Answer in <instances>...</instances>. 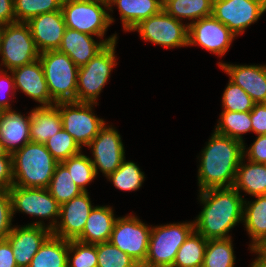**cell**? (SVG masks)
I'll list each match as a JSON object with an SVG mask.
<instances>
[{"label":"cell","mask_w":266,"mask_h":267,"mask_svg":"<svg viewBox=\"0 0 266 267\" xmlns=\"http://www.w3.org/2000/svg\"><path fill=\"white\" fill-rule=\"evenodd\" d=\"M88 147L92 148L94 159L90 158V160L93 163L96 175L98 169H100L107 177L115 172L125 159L120 134L113 127L104 125Z\"/></svg>","instance_id":"cell-15"},{"label":"cell","mask_w":266,"mask_h":267,"mask_svg":"<svg viewBox=\"0 0 266 267\" xmlns=\"http://www.w3.org/2000/svg\"><path fill=\"white\" fill-rule=\"evenodd\" d=\"M230 81L240 86L255 103H266V66L219 63Z\"/></svg>","instance_id":"cell-21"},{"label":"cell","mask_w":266,"mask_h":267,"mask_svg":"<svg viewBox=\"0 0 266 267\" xmlns=\"http://www.w3.org/2000/svg\"><path fill=\"white\" fill-rule=\"evenodd\" d=\"M138 31L143 40L166 48L188 45V25L168 15L164 10L140 21L131 31Z\"/></svg>","instance_id":"cell-11"},{"label":"cell","mask_w":266,"mask_h":267,"mask_svg":"<svg viewBox=\"0 0 266 267\" xmlns=\"http://www.w3.org/2000/svg\"><path fill=\"white\" fill-rule=\"evenodd\" d=\"M2 64L8 70L21 67L39 59L40 52L32 38L27 22H14L5 25L0 45Z\"/></svg>","instance_id":"cell-8"},{"label":"cell","mask_w":266,"mask_h":267,"mask_svg":"<svg viewBox=\"0 0 266 267\" xmlns=\"http://www.w3.org/2000/svg\"><path fill=\"white\" fill-rule=\"evenodd\" d=\"M30 115H23L12 111H2L0 114V140L8 153L13 154L31 141L30 138ZM20 144V145H18Z\"/></svg>","instance_id":"cell-22"},{"label":"cell","mask_w":266,"mask_h":267,"mask_svg":"<svg viewBox=\"0 0 266 267\" xmlns=\"http://www.w3.org/2000/svg\"><path fill=\"white\" fill-rule=\"evenodd\" d=\"M7 89H10V90L15 89L14 78H13V75L12 76L8 75L7 71L1 70L0 71V110L2 111L12 110L8 101L3 98L5 96L4 91Z\"/></svg>","instance_id":"cell-45"},{"label":"cell","mask_w":266,"mask_h":267,"mask_svg":"<svg viewBox=\"0 0 266 267\" xmlns=\"http://www.w3.org/2000/svg\"><path fill=\"white\" fill-rule=\"evenodd\" d=\"M253 197L257 199L252 203H243V222L252 238V251L261 250L266 246V195Z\"/></svg>","instance_id":"cell-25"},{"label":"cell","mask_w":266,"mask_h":267,"mask_svg":"<svg viewBox=\"0 0 266 267\" xmlns=\"http://www.w3.org/2000/svg\"><path fill=\"white\" fill-rule=\"evenodd\" d=\"M108 8L107 0H63L61 11L67 28L81 33L103 37L114 22L102 7Z\"/></svg>","instance_id":"cell-5"},{"label":"cell","mask_w":266,"mask_h":267,"mask_svg":"<svg viewBox=\"0 0 266 267\" xmlns=\"http://www.w3.org/2000/svg\"><path fill=\"white\" fill-rule=\"evenodd\" d=\"M12 246L7 239L0 240V267H17Z\"/></svg>","instance_id":"cell-46"},{"label":"cell","mask_w":266,"mask_h":267,"mask_svg":"<svg viewBox=\"0 0 266 267\" xmlns=\"http://www.w3.org/2000/svg\"><path fill=\"white\" fill-rule=\"evenodd\" d=\"M47 189L60 205L70 201L83 192L74 183L69 171L62 163L56 165Z\"/></svg>","instance_id":"cell-31"},{"label":"cell","mask_w":266,"mask_h":267,"mask_svg":"<svg viewBox=\"0 0 266 267\" xmlns=\"http://www.w3.org/2000/svg\"><path fill=\"white\" fill-rule=\"evenodd\" d=\"M93 104L76 101L55 104L60 111L63 129L73 137L80 147L88 146L105 125L104 120L92 113Z\"/></svg>","instance_id":"cell-9"},{"label":"cell","mask_w":266,"mask_h":267,"mask_svg":"<svg viewBox=\"0 0 266 267\" xmlns=\"http://www.w3.org/2000/svg\"><path fill=\"white\" fill-rule=\"evenodd\" d=\"M0 157H12V154L8 153L1 140H0Z\"/></svg>","instance_id":"cell-49"},{"label":"cell","mask_w":266,"mask_h":267,"mask_svg":"<svg viewBox=\"0 0 266 267\" xmlns=\"http://www.w3.org/2000/svg\"><path fill=\"white\" fill-rule=\"evenodd\" d=\"M45 80L55 102L76 101L79 67L65 53L50 50L40 53Z\"/></svg>","instance_id":"cell-4"},{"label":"cell","mask_w":266,"mask_h":267,"mask_svg":"<svg viewBox=\"0 0 266 267\" xmlns=\"http://www.w3.org/2000/svg\"><path fill=\"white\" fill-rule=\"evenodd\" d=\"M223 111L247 112L251 111L255 102L240 86L229 80L222 97Z\"/></svg>","instance_id":"cell-40"},{"label":"cell","mask_w":266,"mask_h":267,"mask_svg":"<svg viewBox=\"0 0 266 267\" xmlns=\"http://www.w3.org/2000/svg\"><path fill=\"white\" fill-rule=\"evenodd\" d=\"M108 9L117 5L124 30L131 31L140 21L160 13L163 0H107Z\"/></svg>","instance_id":"cell-24"},{"label":"cell","mask_w":266,"mask_h":267,"mask_svg":"<svg viewBox=\"0 0 266 267\" xmlns=\"http://www.w3.org/2000/svg\"><path fill=\"white\" fill-rule=\"evenodd\" d=\"M116 220L110 206H96L90 211L83 232L75 240L93 245L109 242Z\"/></svg>","instance_id":"cell-23"},{"label":"cell","mask_w":266,"mask_h":267,"mask_svg":"<svg viewBox=\"0 0 266 267\" xmlns=\"http://www.w3.org/2000/svg\"><path fill=\"white\" fill-rule=\"evenodd\" d=\"M57 164L45 144L30 141L12 154L13 186L47 188Z\"/></svg>","instance_id":"cell-3"},{"label":"cell","mask_w":266,"mask_h":267,"mask_svg":"<svg viewBox=\"0 0 266 267\" xmlns=\"http://www.w3.org/2000/svg\"><path fill=\"white\" fill-rule=\"evenodd\" d=\"M150 235L151 228L137 217H118L109 242L142 266L147 257Z\"/></svg>","instance_id":"cell-10"},{"label":"cell","mask_w":266,"mask_h":267,"mask_svg":"<svg viewBox=\"0 0 266 267\" xmlns=\"http://www.w3.org/2000/svg\"><path fill=\"white\" fill-rule=\"evenodd\" d=\"M194 230V222L151 227L147 257L141 267H173L180 246Z\"/></svg>","instance_id":"cell-6"},{"label":"cell","mask_w":266,"mask_h":267,"mask_svg":"<svg viewBox=\"0 0 266 267\" xmlns=\"http://www.w3.org/2000/svg\"><path fill=\"white\" fill-rule=\"evenodd\" d=\"M59 109L53 106H39L31 111V142L45 143L62 129Z\"/></svg>","instance_id":"cell-26"},{"label":"cell","mask_w":266,"mask_h":267,"mask_svg":"<svg viewBox=\"0 0 266 267\" xmlns=\"http://www.w3.org/2000/svg\"><path fill=\"white\" fill-rule=\"evenodd\" d=\"M93 208L87 191L63 203L60 205L61 220L52 230V234L65 240H75L83 232Z\"/></svg>","instance_id":"cell-17"},{"label":"cell","mask_w":266,"mask_h":267,"mask_svg":"<svg viewBox=\"0 0 266 267\" xmlns=\"http://www.w3.org/2000/svg\"><path fill=\"white\" fill-rule=\"evenodd\" d=\"M207 241L194 230L180 246L173 267H202Z\"/></svg>","instance_id":"cell-30"},{"label":"cell","mask_w":266,"mask_h":267,"mask_svg":"<svg viewBox=\"0 0 266 267\" xmlns=\"http://www.w3.org/2000/svg\"><path fill=\"white\" fill-rule=\"evenodd\" d=\"M70 253H74L70 258ZM97 244H86L77 240H69L67 266L69 267H97Z\"/></svg>","instance_id":"cell-39"},{"label":"cell","mask_w":266,"mask_h":267,"mask_svg":"<svg viewBox=\"0 0 266 267\" xmlns=\"http://www.w3.org/2000/svg\"><path fill=\"white\" fill-rule=\"evenodd\" d=\"M203 149L198 171L200 190L230 188L243 156L244 143L214 131Z\"/></svg>","instance_id":"cell-2"},{"label":"cell","mask_w":266,"mask_h":267,"mask_svg":"<svg viewBox=\"0 0 266 267\" xmlns=\"http://www.w3.org/2000/svg\"><path fill=\"white\" fill-rule=\"evenodd\" d=\"M213 0H163V10L177 20L198 21L212 15Z\"/></svg>","instance_id":"cell-29"},{"label":"cell","mask_w":266,"mask_h":267,"mask_svg":"<svg viewBox=\"0 0 266 267\" xmlns=\"http://www.w3.org/2000/svg\"><path fill=\"white\" fill-rule=\"evenodd\" d=\"M14 78L15 90L21 89L26 95L41 103V106L56 104L50 96L44 71L39 59L10 71Z\"/></svg>","instance_id":"cell-20"},{"label":"cell","mask_w":266,"mask_h":267,"mask_svg":"<svg viewBox=\"0 0 266 267\" xmlns=\"http://www.w3.org/2000/svg\"><path fill=\"white\" fill-rule=\"evenodd\" d=\"M43 224L42 221H38L20 228L14 227L7 236L17 267H29L34 255L52 234V231Z\"/></svg>","instance_id":"cell-16"},{"label":"cell","mask_w":266,"mask_h":267,"mask_svg":"<svg viewBox=\"0 0 266 267\" xmlns=\"http://www.w3.org/2000/svg\"><path fill=\"white\" fill-rule=\"evenodd\" d=\"M117 35L95 42L90 34L66 28L58 51L67 54L77 67L87 64L107 44L115 42Z\"/></svg>","instance_id":"cell-19"},{"label":"cell","mask_w":266,"mask_h":267,"mask_svg":"<svg viewBox=\"0 0 266 267\" xmlns=\"http://www.w3.org/2000/svg\"><path fill=\"white\" fill-rule=\"evenodd\" d=\"M69 171L74 183L83 191L95 177V169L90 158L81 153L71 156L68 159L61 162Z\"/></svg>","instance_id":"cell-35"},{"label":"cell","mask_w":266,"mask_h":267,"mask_svg":"<svg viewBox=\"0 0 266 267\" xmlns=\"http://www.w3.org/2000/svg\"><path fill=\"white\" fill-rule=\"evenodd\" d=\"M44 144L58 163L81 153V147L63 128Z\"/></svg>","instance_id":"cell-37"},{"label":"cell","mask_w":266,"mask_h":267,"mask_svg":"<svg viewBox=\"0 0 266 267\" xmlns=\"http://www.w3.org/2000/svg\"><path fill=\"white\" fill-rule=\"evenodd\" d=\"M12 204L8 190H0V240L6 239L11 233Z\"/></svg>","instance_id":"cell-41"},{"label":"cell","mask_w":266,"mask_h":267,"mask_svg":"<svg viewBox=\"0 0 266 267\" xmlns=\"http://www.w3.org/2000/svg\"><path fill=\"white\" fill-rule=\"evenodd\" d=\"M266 11V0H213L212 16L236 36Z\"/></svg>","instance_id":"cell-12"},{"label":"cell","mask_w":266,"mask_h":267,"mask_svg":"<svg viewBox=\"0 0 266 267\" xmlns=\"http://www.w3.org/2000/svg\"><path fill=\"white\" fill-rule=\"evenodd\" d=\"M63 0H14L16 22H28L32 17L60 11Z\"/></svg>","instance_id":"cell-34"},{"label":"cell","mask_w":266,"mask_h":267,"mask_svg":"<svg viewBox=\"0 0 266 267\" xmlns=\"http://www.w3.org/2000/svg\"><path fill=\"white\" fill-rule=\"evenodd\" d=\"M261 251L266 255V246Z\"/></svg>","instance_id":"cell-51"},{"label":"cell","mask_w":266,"mask_h":267,"mask_svg":"<svg viewBox=\"0 0 266 267\" xmlns=\"http://www.w3.org/2000/svg\"><path fill=\"white\" fill-rule=\"evenodd\" d=\"M12 186V157H0V190H9Z\"/></svg>","instance_id":"cell-44"},{"label":"cell","mask_w":266,"mask_h":267,"mask_svg":"<svg viewBox=\"0 0 266 267\" xmlns=\"http://www.w3.org/2000/svg\"><path fill=\"white\" fill-rule=\"evenodd\" d=\"M259 256L252 263L251 267H266V255L261 250H253Z\"/></svg>","instance_id":"cell-48"},{"label":"cell","mask_w":266,"mask_h":267,"mask_svg":"<svg viewBox=\"0 0 266 267\" xmlns=\"http://www.w3.org/2000/svg\"><path fill=\"white\" fill-rule=\"evenodd\" d=\"M12 204V215L21 211L40 218H51L48 228L52 231L60 215V204L51 196L47 188H22L12 186L9 190ZM56 217V218H55Z\"/></svg>","instance_id":"cell-13"},{"label":"cell","mask_w":266,"mask_h":267,"mask_svg":"<svg viewBox=\"0 0 266 267\" xmlns=\"http://www.w3.org/2000/svg\"><path fill=\"white\" fill-rule=\"evenodd\" d=\"M188 46L199 45L206 50L223 56L235 35L214 16L204 17L188 23Z\"/></svg>","instance_id":"cell-14"},{"label":"cell","mask_w":266,"mask_h":267,"mask_svg":"<svg viewBox=\"0 0 266 267\" xmlns=\"http://www.w3.org/2000/svg\"><path fill=\"white\" fill-rule=\"evenodd\" d=\"M116 42L107 44L87 64L79 67L76 102L94 103L107 83L110 73L117 65L115 58Z\"/></svg>","instance_id":"cell-7"},{"label":"cell","mask_w":266,"mask_h":267,"mask_svg":"<svg viewBox=\"0 0 266 267\" xmlns=\"http://www.w3.org/2000/svg\"><path fill=\"white\" fill-rule=\"evenodd\" d=\"M97 267H141L128 254L110 242L97 244Z\"/></svg>","instance_id":"cell-38"},{"label":"cell","mask_w":266,"mask_h":267,"mask_svg":"<svg viewBox=\"0 0 266 267\" xmlns=\"http://www.w3.org/2000/svg\"><path fill=\"white\" fill-rule=\"evenodd\" d=\"M69 240L51 234L31 260L29 267H66Z\"/></svg>","instance_id":"cell-28"},{"label":"cell","mask_w":266,"mask_h":267,"mask_svg":"<svg viewBox=\"0 0 266 267\" xmlns=\"http://www.w3.org/2000/svg\"><path fill=\"white\" fill-rule=\"evenodd\" d=\"M232 246L231 237L208 240L202 267H234Z\"/></svg>","instance_id":"cell-33"},{"label":"cell","mask_w":266,"mask_h":267,"mask_svg":"<svg viewBox=\"0 0 266 267\" xmlns=\"http://www.w3.org/2000/svg\"><path fill=\"white\" fill-rule=\"evenodd\" d=\"M250 118L252 131L257 135H266V103H255Z\"/></svg>","instance_id":"cell-43"},{"label":"cell","mask_w":266,"mask_h":267,"mask_svg":"<svg viewBox=\"0 0 266 267\" xmlns=\"http://www.w3.org/2000/svg\"><path fill=\"white\" fill-rule=\"evenodd\" d=\"M4 29H5V24L0 23V45L2 42V36H3Z\"/></svg>","instance_id":"cell-50"},{"label":"cell","mask_w":266,"mask_h":267,"mask_svg":"<svg viewBox=\"0 0 266 267\" xmlns=\"http://www.w3.org/2000/svg\"><path fill=\"white\" fill-rule=\"evenodd\" d=\"M27 23L40 53L58 50L67 28L61 10L32 17Z\"/></svg>","instance_id":"cell-18"},{"label":"cell","mask_w":266,"mask_h":267,"mask_svg":"<svg viewBox=\"0 0 266 267\" xmlns=\"http://www.w3.org/2000/svg\"><path fill=\"white\" fill-rule=\"evenodd\" d=\"M243 158L238 166L233 188L252 196L266 195V164L248 161L243 165Z\"/></svg>","instance_id":"cell-27"},{"label":"cell","mask_w":266,"mask_h":267,"mask_svg":"<svg viewBox=\"0 0 266 267\" xmlns=\"http://www.w3.org/2000/svg\"><path fill=\"white\" fill-rule=\"evenodd\" d=\"M14 22V0H0V23L7 25Z\"/></svg>","instance_id":"cell-47"},{"label":"cell","mask_w":266,"mask_h":267,"mask_svg":"<svg viewBox=\"0 0 266 267\" xmlns=\"http://www.w3.org/2000/svg\"><path fill=\"white\" fill-rule=\"evenodd\" d=\"M117 189L124 191L138 190L143 181L144 173L134 162H126L124 159L119 168L107 176Z\"/></svg>","instance_id":"cell-36"},{"label":"cell","mask_w":266,"mask_h":267,"mask_svg":"<svg viewBox=\"0 0 266 267\" xmlns=\"http://www.w3.org/2000/svg\"><path fill=\"white\" fill-rule=\"evenodd\" d=\"M199 196L204 207L194 221L195 231L207 240L230 238V229L243 221L240 192L233 187L211 188L200 191Z\"/></svg>","instance_id":"cell-1"},{"label":"cell","mask_w":266,"mask_h":267,"mask_svg":"<svg viewBox=\"0 0 266 267\" xmlns=\"http://www.w3.org/2000/svg\"><path fill=\"white\" fill-rule=\"evenodd\" d=\"M248 156V161L266 164V135H258L255 142L245 151L243 146V156Z\"/></svg>","instance_id":"cell-42"},{"label":"cell","mask_w":266,"mask_h":267,"mask_svg":"<svg viewBox=\"0 0 266 267\" xmlns=\"http://www.w3.org/2000/svg\"><path fill=\"white\" fill-rule=\"evenodd\" d=\"M252 120L250 118V111L247 112H232L223 111L220 116L219 124L215 132L228 136L230 138L244 142L242 135L246 132L252 131Z\"/></svg>","instance_id":"cell-32"}]
</instances>
